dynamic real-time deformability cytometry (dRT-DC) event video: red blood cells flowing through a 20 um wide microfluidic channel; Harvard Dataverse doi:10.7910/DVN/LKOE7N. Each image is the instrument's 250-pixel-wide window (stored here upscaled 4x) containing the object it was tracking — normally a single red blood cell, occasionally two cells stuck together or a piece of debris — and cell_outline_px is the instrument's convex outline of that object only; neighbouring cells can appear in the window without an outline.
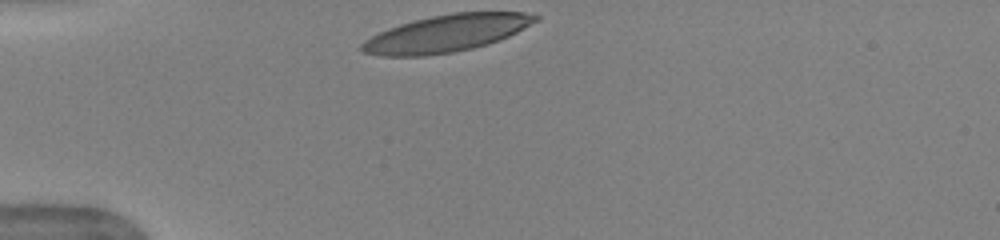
{"species": "human", "species_latin": "Homo sapiens", "temperature_condition": "warm", "stored_images_in_passage": 31, "camera_frame_rate_fps": 3000, "um_per_image_px": 0.085, "donor": {"sex": "female"}, "frame": {"image": 1, "passage_image": 1, "time_ms": 0.0, "image_size_px": [1000, 240], "cell_outline_px": [[540, 20], [500, 40], [488, 44], [472, 48], [452, 52], [424, 56], [380, 56], [364, 52], [360, 48], [360, 44], [364, 40], [388, 28], [412, 20], [452, 12], [524, 12], [540, 16]], "centroid_in_image_um": [37.95, 2.83], "position_along_channel_um": 47.0, "area_um2": 37.51}}
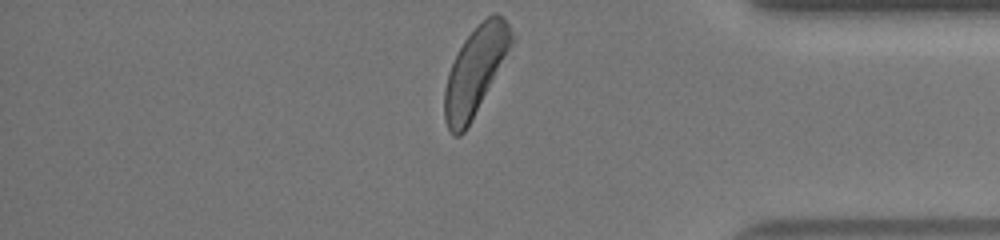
{"frame": {"image": 2, "passage_image": 31, "time_ms": 10.0, "image_size_px": [1000, 240], "cell_outline_px": [[516, 40], [464, 132], [460, 136], [452, 136], [444, 120], [444, 88], [448, 72], [464, 40], [492, 12], [496, 12], [504, 16], [516, 36]], "centroid_in_image_um": [40.43, 6.0], "position_along_channel_um": 394.8, "area_um2": 33.99}, "authors_computed_cell_mechanics": {"area_um2": 37.4544, "velocity_mm_per_s": 3.9028, "shape_relaxation_time_tau1_ms": 2.8969, "shape_relaxation_time_tau2_ms": 0.6188, "deformation_change_tau1": 0.1809, "deformation_change_tau2": 0.0758}}